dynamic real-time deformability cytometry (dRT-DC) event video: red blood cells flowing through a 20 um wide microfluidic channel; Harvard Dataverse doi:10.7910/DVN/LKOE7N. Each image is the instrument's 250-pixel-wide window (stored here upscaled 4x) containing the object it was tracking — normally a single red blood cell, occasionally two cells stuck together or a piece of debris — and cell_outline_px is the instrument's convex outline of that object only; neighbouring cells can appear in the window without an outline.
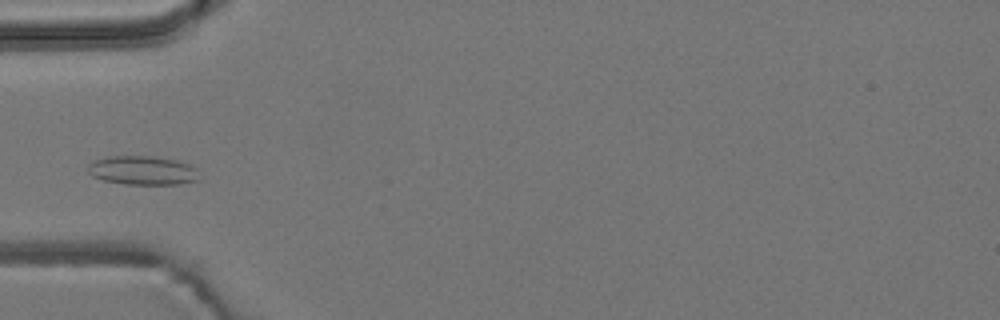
{"species": "common noctule bat (a hibernating species)", "species_latin": "Nyctalus noctula", "temperature_condition": "room temperature", "stored_images_in_passage": 1, "camera_frame_rate_fps": 3000, "um_per_image_px": 0.085, "animal": {"sex": "male", "body_mass_g": 19.2, "forearm_length_mm": 51.8}, "frame": {"image": 1, "passage_image": 1, "time_ms": 0.0, "image_size_px": [1000, 320], "cell_outline_px": [[200, 180], [180, 184], [124, 184], [104, 180], [92, 176], [88, 172], [88, 164], [92, 160], [108, 156], [156, 156], [176, 160], [188, 164], [196, 168]], "centroid_in_image_um": [12.11, 14.48], "position_along_channel_um": 72.9, "area_um2": 18.96}}